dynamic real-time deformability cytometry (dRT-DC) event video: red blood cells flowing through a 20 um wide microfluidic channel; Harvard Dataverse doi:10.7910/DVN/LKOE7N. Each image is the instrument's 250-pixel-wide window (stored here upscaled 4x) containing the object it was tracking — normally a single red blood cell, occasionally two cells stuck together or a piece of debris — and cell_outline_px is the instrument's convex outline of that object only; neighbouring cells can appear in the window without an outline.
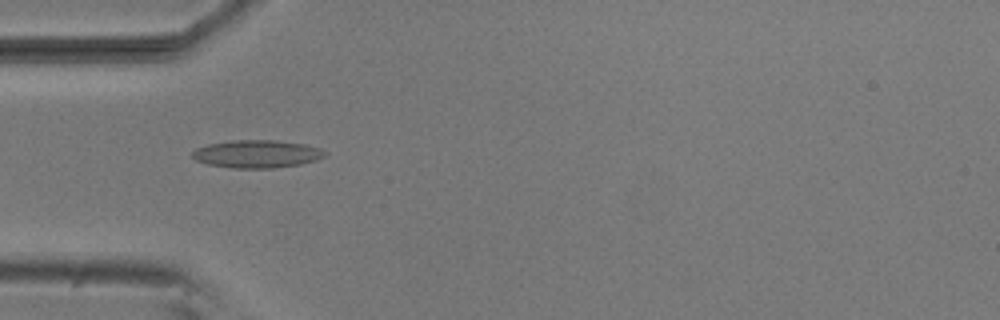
{"species": "common noctule bat (a hibernating species)", "species_latin": "Nyctalus noctula", "temperature_condition": "room temperature", "stored_images_in_passage": 53, "camera_frame_rate_fps": 3000, "um_per_image_px": 0.085, "animal": {"sex": "male", "body_mass_g": 20.5, "forearm_length_mm": 52.5}, "frame": {"image": 1, "passage_image": 16, "time_ms": 5.0, "image_size_px": [1000, 320], "cell_outline_px": [[328, 152], [324, 156], [316, 160], [300, 164], [272, 168], [232, 168], [208, 164], [196, 160], [192, 156], [192, 152], [196, 148], [208, 144], [232, 140], [276, 140], [304, 144], [320, 148]], "centroid_in_image_um": [21.84, 13.08], "position_along_channel_um": 63.2, "area_um2": 21.44}}
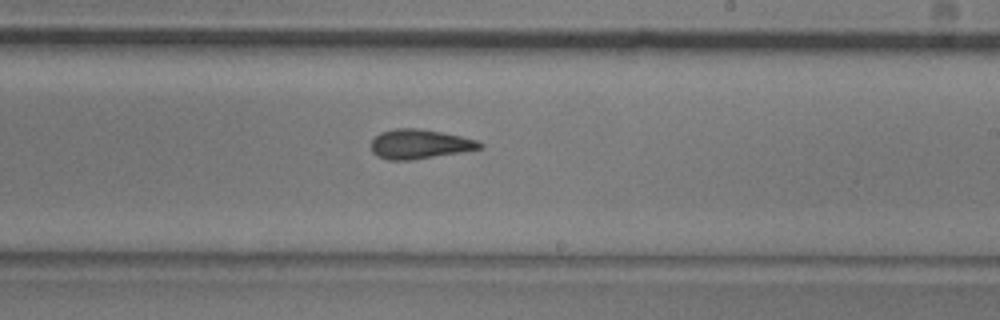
{"frame": {"image": 2, "passage_image": 31, "time_ms": 10.0, "image_size_px": [1000, 320], "cell_outline_px": [[484, 148], [412, 160], [388, 160], [376, 156], [372, 152], [372, 140], [380, 132], [396, 128], [420, 128], [480, 140], [484, 144]], "centroid_in_image_um": [35.69, 12.25], "position_along_channel_um": 253.3, "area_um2": 18.73}}
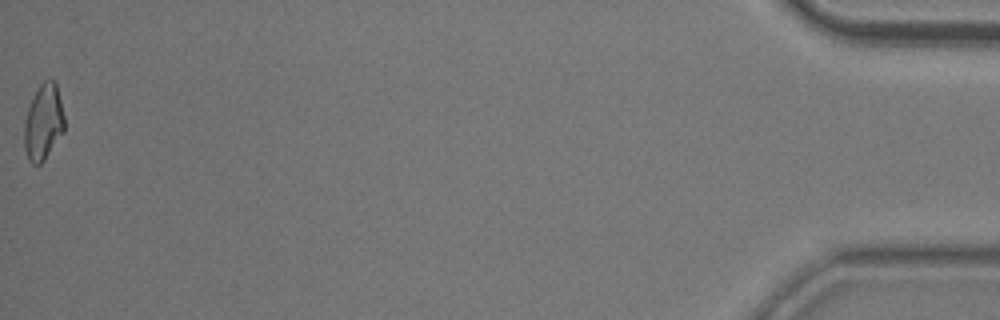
{"frame": {"image": 3, "passage_image": 53, "time_ms": 17.333, "image_size_px": [1000, 320], "cell_outline_px": [[64, 132], [44, 160], [40, 164], [32, 164], [28, 160], [24, 148], [24, 120], [28, 108], [40, 84], [44, 80], [52, 80], [56, 84], [64, 116]], "centroid_in_image_um": [3.68, 10.43], "position_along_channel_um": 431.5, "area_um2": 17.63}, "authors_computed_cell_mechanics": {"area_um2": 18.6694, "velocity_mm_per_s": 3.7969, "shape_relaxation_time_tau1_ms": null, "shape_relaxation_time_tau2_ms": 3.0489, "deformation_change_tau1": null, "deformation_change_tau2": 0.1131}}